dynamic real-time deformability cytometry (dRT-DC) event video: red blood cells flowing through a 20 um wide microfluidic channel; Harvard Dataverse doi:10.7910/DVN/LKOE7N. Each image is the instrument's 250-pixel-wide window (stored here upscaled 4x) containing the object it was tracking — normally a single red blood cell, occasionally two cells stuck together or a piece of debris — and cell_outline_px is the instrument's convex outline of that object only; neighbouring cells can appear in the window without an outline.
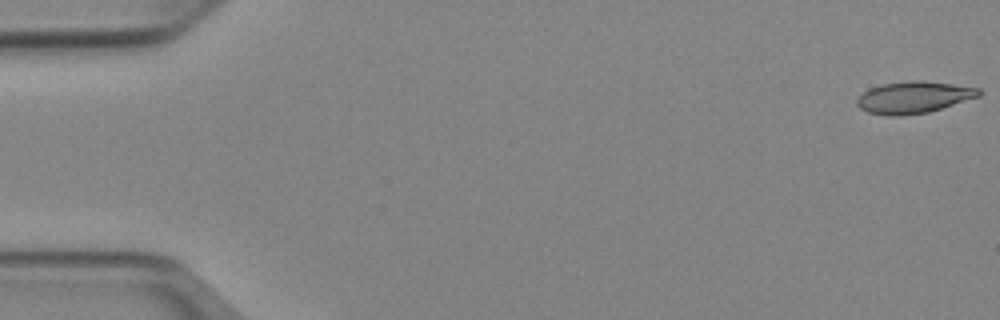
{"species": "Egyptian fruit bat (a non-hibernating species)", "species_latin": "Rousettus aegyptiacus", "temperature_condition": "cold", "stored_images_in_passage": 51, "camera_frame_rate_fps": 3000, "um_per_image_px": 0.085, "animal": {"sex": "female"}, "frame": {"image": 1, "passage_image": 1, "time_ms": 0.0, "image_size_px": [1000, 320], "cell_outline_px": [[980, 96], [928, 112], [900, 116], [888, 116], [868, 112], [860, 108], [856, 104], [856, 100], [868, 88], [884, 84], [912, 80], [920, 80], [952, 84], [980, 88]], "centroid_in_image_um": [77.64, 8.27], "position_along_channel_um": 7.4, "area_um2": 22.43}}
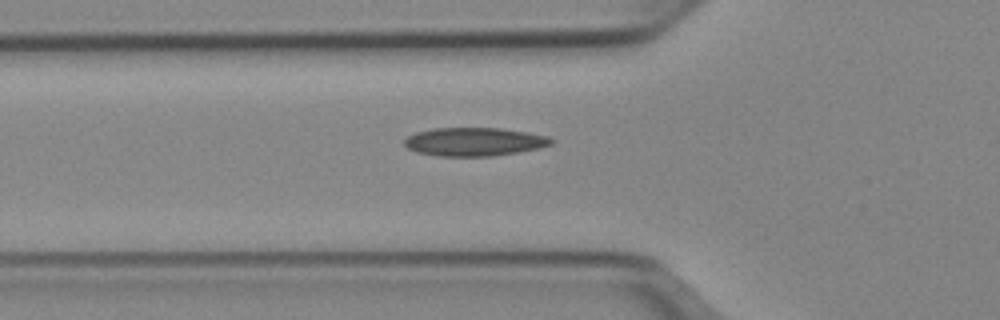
{"frame": {"image": 2, "passage_image": 18, "time_ms": 5.667, "image_size_px": [1000, 320], "cell_outline_px": [[556, 140], [552, 144], [540, 148], [492, 156], [436, 156], [416, 152], [408, 148], [404, 144], [404, 140], [408, 136], [416, 132], [432, 128], [500, 128], [528, 132], [548, 136]], "centroid_in_image_um": [40.32, 12.04], "position_along_channel_um": 85.5, "area_um2": 24.45}}
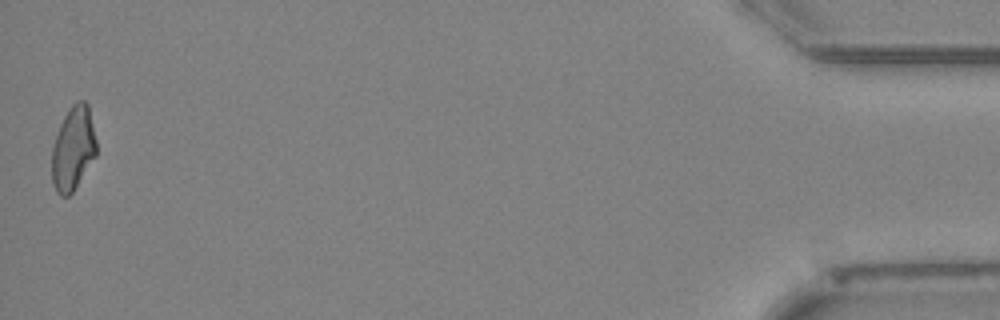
{"frame": {"image": 3, "passage_image": 51, "time_ms": 16.667, "image_size_px": [1000, 320], "cell_outline_px": [[96, 156], [72, 192], [68, 196], [60, 196], [56, 192], [52, 184], [52, 148], [60, 124], [68, 108], [76, 100], [84, 100], [88, 104], [96, 140]], "centroid_in_image_um": [6.21, 12.61], "position_along_channel_um": 429.0, "area_um2": 21.79}, "authors_computed_cell_mechanics": {"area_um2": 22.5998, "velocity_mm_per_s": 3.9603, "shape_relaxation_time_tau1_ms": null, "shape_relaxation_time_tau2_ms": 3.2483, "deformation_change_tau1": null, "deformation_change_tau2": 0.1016}}